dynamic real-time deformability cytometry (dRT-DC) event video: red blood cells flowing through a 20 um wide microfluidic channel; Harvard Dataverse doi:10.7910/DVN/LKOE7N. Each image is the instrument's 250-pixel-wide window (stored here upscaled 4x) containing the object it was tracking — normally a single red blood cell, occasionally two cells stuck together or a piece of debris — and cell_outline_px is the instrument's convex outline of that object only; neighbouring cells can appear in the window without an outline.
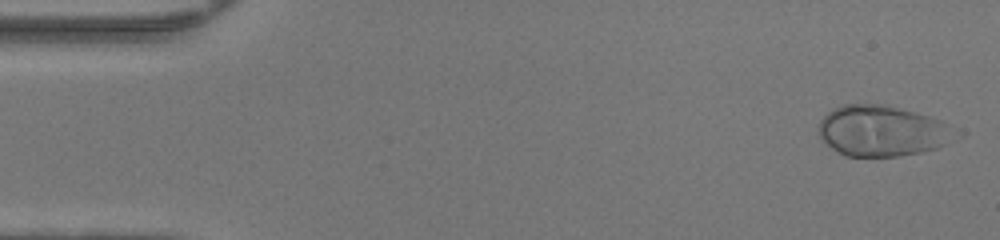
{"species": "human", "species_latin": "Homo sapiens", "temperature_condition": "warm", "stored_images_in_passage": 15, "camera_frame_rate_fps": 3000, "um_per_image_px": 0.085, "donor": {"sex": "female"}, "frame": {"image": 1, "passage_image": 2, "time_ms": 0.333, "image_size_px": [1000, 240], "cell_outline_px": [[944, 144], [936, 148], [920, 152], [896, 156], [844, 156], [820, 140], [816, 132], [820, 120], [832, 108], [844, 104], [884, 104], [916, 112], [940, 120], [944, 124]], "centroid_in_image_um": [74.72, 11.11], "position_along_channel_um": 10.3, "area_um2": 39.3}}
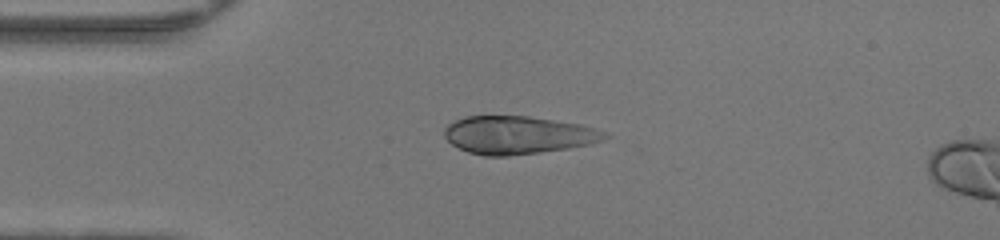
{"frame": {"image": 2, "passage_image": 12, "time_ms": 3.667, "image_size_px": [1000, 240], "cell_outline_px": [[612, 136], [604, 140], [592, 144], [568, 148], [540, 152], [508, 156], [484, 156], [468, 152], [452, 144], [444, 136], [444, 128], [448, 124], [464, 116], [528, 116], [580, 124], [604, 132]], "centroid_in_image_um": [44.02, 11.48], "position_along_channel_um": 41.0, "area_um2": 35.43}}